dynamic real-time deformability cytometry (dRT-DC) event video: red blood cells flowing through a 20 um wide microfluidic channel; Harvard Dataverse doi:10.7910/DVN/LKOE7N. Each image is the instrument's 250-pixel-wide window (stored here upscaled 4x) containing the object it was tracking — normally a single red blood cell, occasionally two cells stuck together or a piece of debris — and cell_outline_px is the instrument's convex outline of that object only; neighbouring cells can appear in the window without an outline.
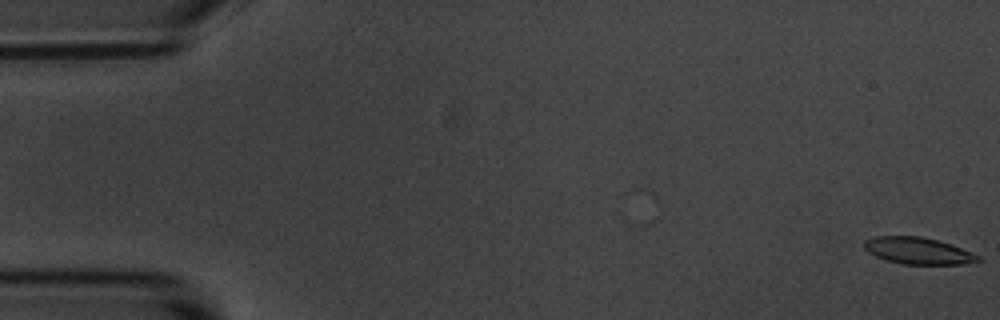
{"species": "common noctule bat (a hibernating species)", "species_latin": "Nyctalus noctula", "temperature_condition": "room temperature", "stored_images_in_passage": 2, "camera_frame_rate_fps": 3000, "um_per_image_px": 0.085, "animal": {"sex": "male", "body_mass_g": 20.1, "forearm_length_mm": 53.5}, "frame": {"image": 1, "passage_image": 2, "time_ms": 1.0, "image_size_px": [1000, 320], "cell_outline_px": [[980, 260], [964, 264], [900, 264], [876, 256], [868, 252], [864, 248], [864, 240], [872, 236], [920, 236], [936, 240], [960, 248], [980, 256]], "centroid_in_image_um": [77.97, 21.31], "position_along_channel_um": 7.0, "area_um2": 17.51}}